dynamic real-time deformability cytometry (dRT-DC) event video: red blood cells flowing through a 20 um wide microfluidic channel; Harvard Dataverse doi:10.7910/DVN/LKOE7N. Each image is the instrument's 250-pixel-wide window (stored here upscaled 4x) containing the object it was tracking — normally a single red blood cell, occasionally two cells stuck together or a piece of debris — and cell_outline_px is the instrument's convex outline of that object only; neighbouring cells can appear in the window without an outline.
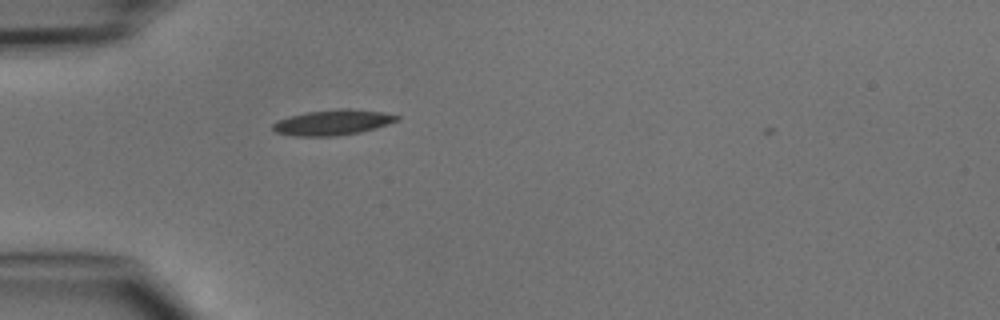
{"species": "common noctule bat (a hibernating species)", "species_latin": "Nyctalus noctula", "temperature_condition": "cold", "stored_images_in_passage": 1, "camera_frame_rate_fps": 3000, "um_per_image_px": 0.085, "animal": {"sex": "male", "body_mass_g": 15.6}, "frame": {"image": 1, "passage_image": 1, "time_ms": 0.0, "image_size_px": [1000, 320], "cell_outline_px": [[400, 120], [388, 124], [360, 132], [336, 136], [292, 136], [276, 132], [272, 128], [272, 124], [280, 120], [292, 116], [308, 112], [340, 108], [348, 108], [380, 112], [400, 116]], "centroid_in_image_um": [28.3, 10.41], "position_along_channel_um": 56.7, "area_um2": 18.15}}